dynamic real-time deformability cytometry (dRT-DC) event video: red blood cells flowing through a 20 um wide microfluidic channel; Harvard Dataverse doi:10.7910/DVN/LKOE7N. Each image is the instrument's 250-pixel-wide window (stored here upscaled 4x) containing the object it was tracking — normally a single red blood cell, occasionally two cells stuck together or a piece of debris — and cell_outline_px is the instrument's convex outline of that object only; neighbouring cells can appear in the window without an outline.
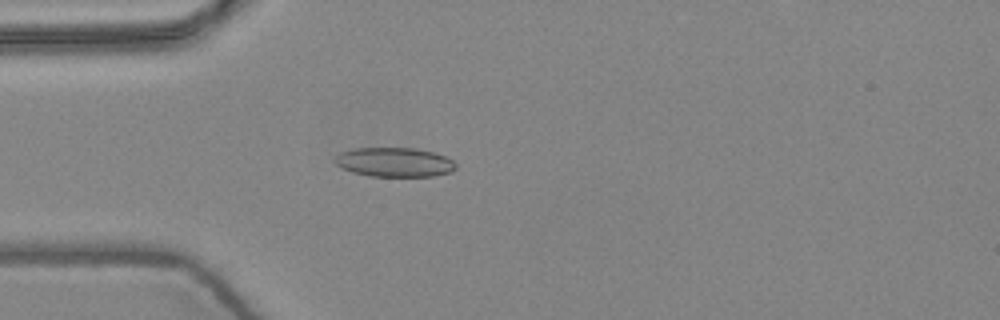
{"species": "common noctule bat (a hibernating species)", "species_latin": "Nyctalus noctula", "temperature_condition": "warm", "stored_images_in_passage": 4, "camera_frame_rate_fps": 3000, "um_per_image_px": 0.085, "animal": {"sex": "female", "body_mass_g": 24.6, "forearm_length_mm": 56.2}, "frame": {"image": 1, "passage_image": 4, "time_ms": 1.0, "image_size_px": [1000, 320], "cell_outline_px": [[456, 168], [452, 172], [432, 176], [368, 176], [352, 172], [336, 164], [332, 160], [340, 152], [352, 148], [416, 148], [432, 152], [444, 156], [452, 160], [456, 164]], "centroid_in_image_um": [33.51, 13.78], "position_along_channel_um": 51.5, "area_um2": 20.69}}